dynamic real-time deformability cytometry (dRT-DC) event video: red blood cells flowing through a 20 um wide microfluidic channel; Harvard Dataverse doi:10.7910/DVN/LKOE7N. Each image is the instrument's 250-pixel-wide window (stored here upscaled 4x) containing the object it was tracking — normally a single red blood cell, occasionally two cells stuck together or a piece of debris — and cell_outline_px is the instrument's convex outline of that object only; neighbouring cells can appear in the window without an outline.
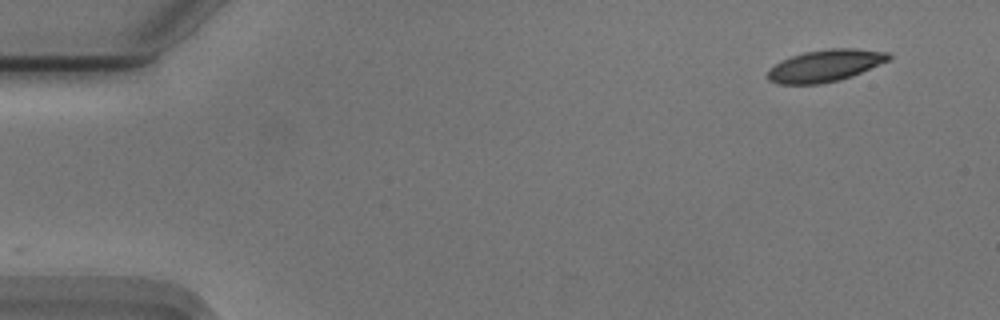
{"species": "Egyptian fruit bat (a non-hibernating species)", "species_latin": "Rousettus aegyptiacus", "temperature_condition": "cold", "stored_images_in_passage": 52, "camera_frame_rate_fps": 3000, "um_per_image_px": 0.085, "animal": {"sex": "male"}, "frame": {"image": 1, "passage_image": 1, "time_ms": 0.0, "image_size_px": [1000, 320], "cell_outline_px": [[892, 56], [888, 60], [852, 76], [840, 80], [820, 84], [780, 84], [768, 80], [768, 68], [792, 56], [804, 52], [828, 48], [856, 48], [888, 52]], "centroid_in_image_um": [70.14, 5.58], "position_along_channel_um": 14.9, "area_um2": 22.43}}
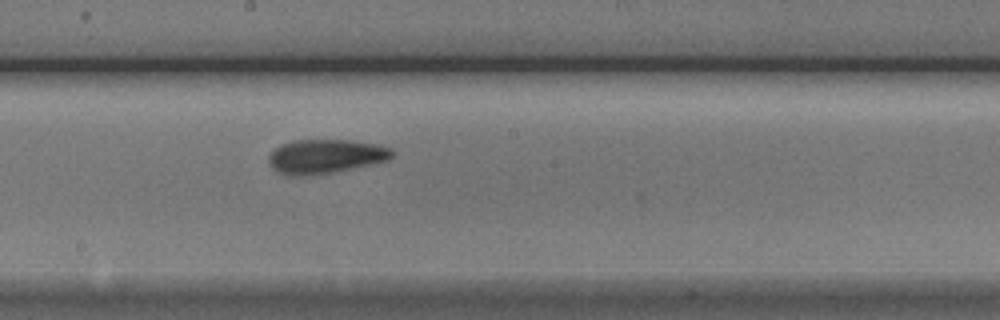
{"frame": {"image": 2, "passage_image": 27, "time_ms": 8.667, "image_size_px": [1000, 320], "cell_outline_px": [[396, 152], [388, 160], [372, 164], [332, 172], [304, 176], [292, 176], [276, 172], [268, 164], [268, 156], [280, 144], [292, 140], [352, 140], [376, 144], [392, 148]], "centroid_in_image_um": [27.65, 13.29], "position_along_channel_um": 220.5, "area_um2": 24.74}}
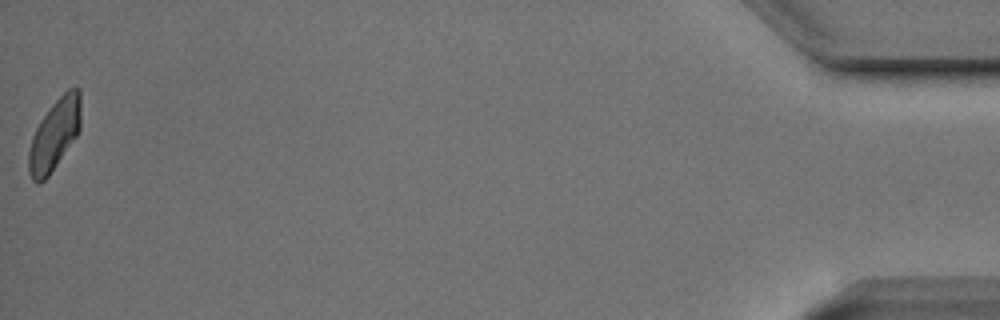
{"frame": {"image": 3, "passage_image": 52, "time_ms": 17.0, "image_size_px": [1000, 320], "cell_outline_px": [[80, 132], [48, 176], [44, 180], [36, 184], [32, 180], [28, 168], [28, 152], [32, 136], [40, 120], [52, 104], [68, 88], [80, 88]], "centroid_in_image_um": [4.63, 11.45], "position_along_channel_um": 430.6, "area_um2": 21.56}, "authors_computed_cell_mechanics": {"area_um2": 23.0911, "velocity_mm_per_s": 3.7097, "shape_relaxation_time_tau1_ms": 3.5695, "shape_relaxation_time_tau2_ms": 3.3603, "deformation_change_tau1": 0.1135, "deformation_change_tau2": 0.0946}}